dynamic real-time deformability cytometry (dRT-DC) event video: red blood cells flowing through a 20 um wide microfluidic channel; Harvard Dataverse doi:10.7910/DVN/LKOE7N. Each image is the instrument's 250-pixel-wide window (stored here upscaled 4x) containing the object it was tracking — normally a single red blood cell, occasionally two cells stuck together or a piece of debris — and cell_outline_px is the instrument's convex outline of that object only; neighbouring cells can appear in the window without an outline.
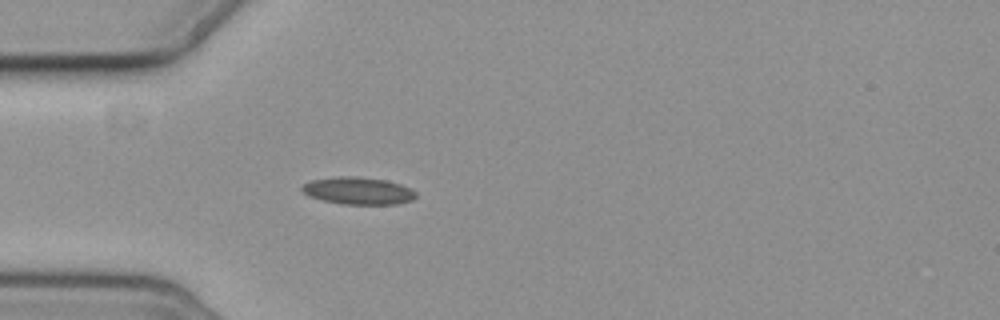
{"species": "common noctule bat (a hibernating species)", "species_latin": "Nyctalus noctula", "temperature_condition": "cold", "stored_images_in_passage": 5, "camera_frame_rate_fps": 3000, "um_per_image_px": 0.085, "animal": {"sex": "female", "body_mass_g": 19.3, "forearm_length_mm": 54.1}, "frame": {"image": 1, "passage_image": 5, "time_ms": 4.667, "image_size_px": [1000, 320], "cell_outline_px": [[416, 196], [412, 200], [396, 204], [340, 204], [308, 196], [300, 188], [304, 184], [312, 180], [340, 176], [352, 176], [384, 180], [400, 184], [412, 188], [416, 192]], "centroid_in_image_um": [30.46, 16.22], "position_along_channel_um": 54.5, "area_um2": 17.98}}